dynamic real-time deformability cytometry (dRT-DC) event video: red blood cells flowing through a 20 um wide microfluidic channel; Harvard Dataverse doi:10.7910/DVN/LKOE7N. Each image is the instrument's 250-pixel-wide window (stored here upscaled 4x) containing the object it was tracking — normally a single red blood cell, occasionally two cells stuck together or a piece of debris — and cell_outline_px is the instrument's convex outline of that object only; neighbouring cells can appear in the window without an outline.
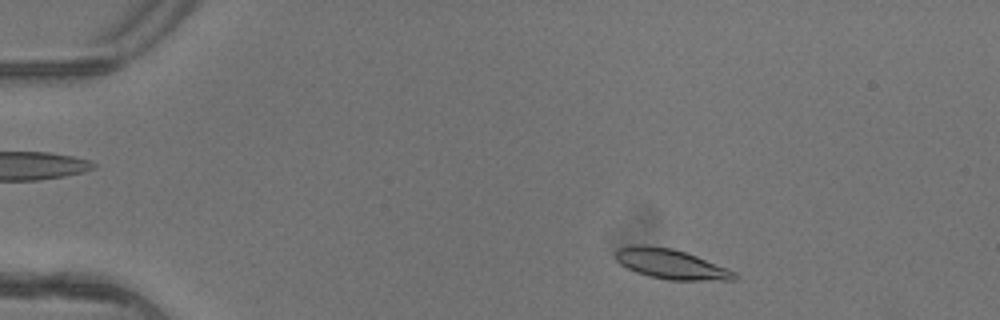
{"species": "common noctule bat (a hibernating species)", "species_latin": "Nyctalus noctula", "temperature_condition": "warm", "stored_images_in_passage": 3, "camera_frame_rate_fps": 3000, "um_per_image_px": 0.085, "animal": {"sex": "female"}, "frame": {"image": 1, "passage_image": 1, "time_ms": 0.0, "image_size_px": [1000, 320], "cell_outline_px": [[736, 280], [668, 280], [648, 276], [636, 272], [620, 264], [616, 260], [612, 252], [616, 248], [640, 244], [644, 244], [672, 248], [696, 256], [728, 268], [736, 272]], "centroid_in_image_um": [56.97, 22.43], "position_along_channel_um": 28.0, "area_um2": 20.87}}